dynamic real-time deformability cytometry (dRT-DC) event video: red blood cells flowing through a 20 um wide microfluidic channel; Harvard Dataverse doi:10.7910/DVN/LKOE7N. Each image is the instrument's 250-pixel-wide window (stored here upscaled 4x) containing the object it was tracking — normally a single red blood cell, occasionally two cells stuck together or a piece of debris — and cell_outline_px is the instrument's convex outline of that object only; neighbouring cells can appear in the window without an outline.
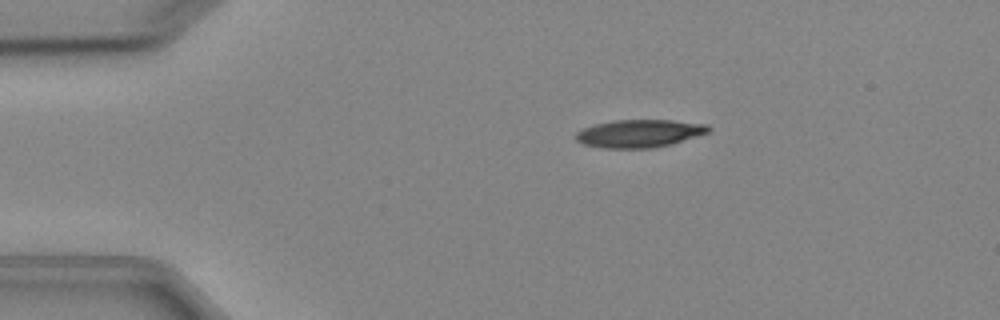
{"species": "Egyptian fruit bat (a non-hibernating species)", "species_latin": "Rousettus aegyptiacus", "temperature_condition": "cold", "stored_images_in_passage": 5, "camera_frame_rate_fps": 3000, "um_per_image_px": 0.085, "animal": {"sex": "female"}, "frame": {"image": 1, "passage_image": 2, "time_ms": 2.0, "image_size_px": [1000, 320], "cell_outline_px": [[712, 128], [708, 132], [668, 144], [652, 148], [600, 148], [584, 144], [576, 140], [572, 136], [576, 132], [584, 128], [596, 124], [612, 120], [672, 120], [708, 124]], "centroid_in_image_um": [54.29, 11.33], "position_along_channel_um": 30.7, "area_um2": 21.39}}